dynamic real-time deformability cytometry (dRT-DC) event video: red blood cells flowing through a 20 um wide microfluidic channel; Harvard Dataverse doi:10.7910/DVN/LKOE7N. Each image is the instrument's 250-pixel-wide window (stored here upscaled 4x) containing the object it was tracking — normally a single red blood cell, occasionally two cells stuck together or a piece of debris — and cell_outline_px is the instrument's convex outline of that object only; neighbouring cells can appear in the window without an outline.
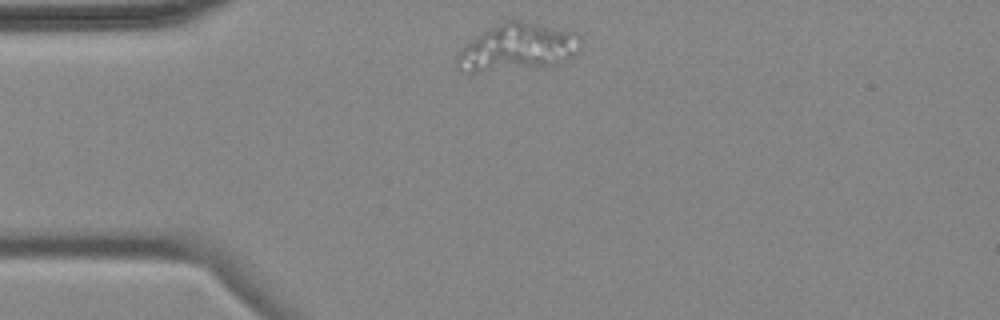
{"species": "common noctule bat (a hibernating species)", "species_latin": "Nyctalus noctula", "temperature_condition": "cold", "stored_images_in_passage": 6, "camera_frame_rate_fps": 3000, "um_per_image_px": 0.085, "animal": {"sex": "female", "body_mass_g": 18.4}, "frame": {"image": 1, "passage_image": 1, "time_ms": 0.0, "image_size_px": [1000, 320], "cell_outline_px": [[584, 40], [580, 52], [568, 60], [560, 64], [476, 72], [468, 72], [456, 68], [456, 60], [460, 48], [464, 44], [504, 20], [524, 20], [580, 32]], "centroid_in_image_um": [44.09, 4.0], "position_along_channel_um": 40.9, "area_um2": 34.68}}
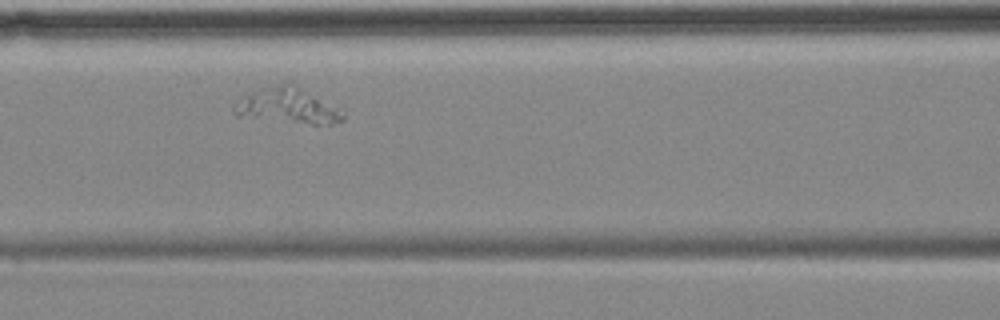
{"frame": {"image": 2, "passage_image": 4, "time_ms": 3.667, "image_size_px": [1000, 320], "cell_outline_px": [[344, 120], [332, 124], [312, 124], [236, 116], [232, 112], [232, 108], [240, 96], [260, 88], [284, 80], [288, 80], [296, 84], [344, 112]], "centroid_in_image_um": [24.38, 8.95], "position_along_channel_um": 142.2, "area_um2": 22.89}}
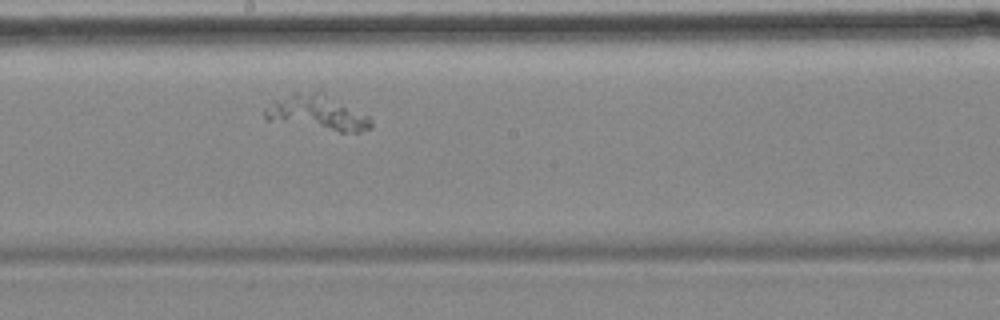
{"frame": {"image": 3, "passage_image": 6, "time_ms": 6.0, "image_size_px": [1000, 320], "cell_outline_px": [[372, 128], [360, 132], [340, 132], [264, 120], [264, 108], [272, 100], [296, 92], [320, 88], [368, 116], [372, 120]], "centroid_in_image_um": [26.94, 9.54], "position_along_channel_um": 221.3, "area_um2": 22.48}}